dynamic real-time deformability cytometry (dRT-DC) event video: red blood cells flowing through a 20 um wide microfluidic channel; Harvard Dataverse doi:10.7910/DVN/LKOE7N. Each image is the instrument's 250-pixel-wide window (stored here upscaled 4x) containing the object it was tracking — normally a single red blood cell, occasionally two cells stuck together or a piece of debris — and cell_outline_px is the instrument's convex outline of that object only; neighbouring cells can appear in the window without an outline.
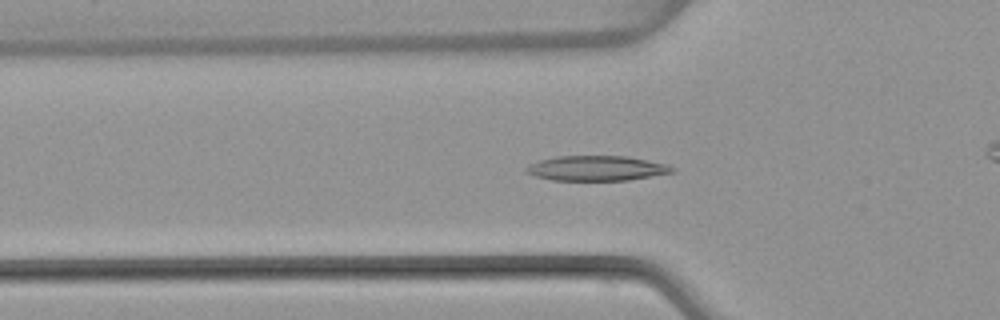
{"species": "common noctule bat (a hibernating species)", "species_latin": "Nyctalus noctula", "temperature_condition": "warm", "stored_images_in_passage": 45, "camera_frame_rate_fps": 3000, "um_per_image_px": 0.085, "animal": {"sex": "female", "body_mass_g": 22.7, "forearm_length_mm": 54.2}, "frame": {"image": 1, "passage_image": 11, "time_ms": 3.333, "image_size_px": [1000, 320], "cell_outline_px": [[676, 172], [628, 180], [552, 180], [536, 176], [524, 172], [524, 168], [528, 164], [540, 160], [556, 156], [628, 156], [668, 164], [676, 168]], "centroid_in_image_um": [50.73, 14.3], "position_along_channel_um": 75.1, "area_um2": 21.44}}
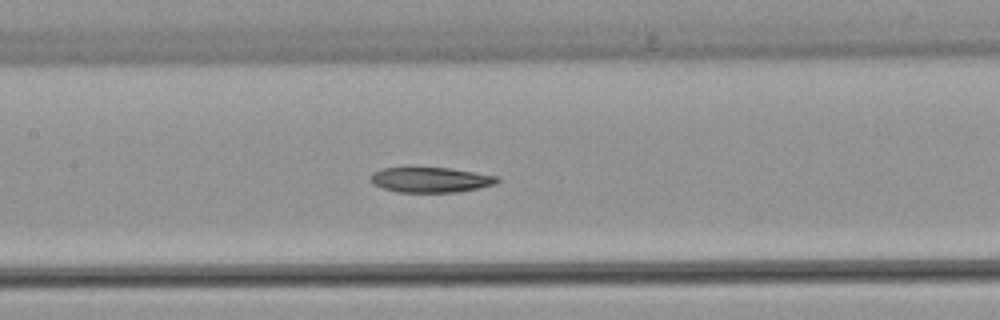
{"frame": {"image": 2, "passage_image": 18, "time_ms": 5.667, "image_size_px": [1000, 320], "cell_outline_px": [[500, 180], [496, 184], [460, 192], [396, 192], [372, 184], [368, 180], [368, 176], [372, 172], [384, 168], [404, 164], [408, 164], [448, 168], [500, 176]], "centroid_in_image_um": [36.51, 15.23], "position_along_channel_um": 170.9, "area_um2": 19.71}}
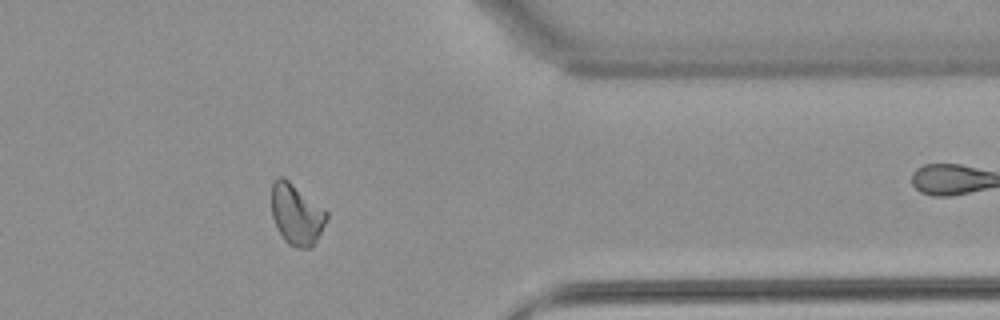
{"frame": {"image": 3, "passage_image": 35, "time_ms": 11.333, "image_size_px": [1000, 320], "cell_outline_px": [[328, 216], [312, 248], [300, 248], [288, 244], [284, 240], [276, 228], [272, 216], [272, 180], [276, 176], [284, 176], [324, 208], [328, 212]], "centroid_in_image_um": [25.18, 18.19], "position_along_channel_um": 386.2, "area_um2": 19.71}, "authors_computed_cell_mechanics": {"area_um2": 19.8254, "velocity_mm_per_s": 4.074, "shape_relaxation_time_tau1_ms": null, "shape_relaxation_time_tau2_ms": 10.2746, "deformation_change_tau1": null, "deformation_change_tau2": 0.1886}}